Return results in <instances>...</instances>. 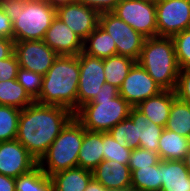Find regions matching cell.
Here are the masks:
<instances>
[{
	"label": "cell",
	"instance_id": "6da1fadb",
	"mask_svg": "<svg viewBox=\"0 0 190 191\" xmlns=\"http://www.w3.org/2000/svg\"><path fill=\"white\" fill-rule=\"evenodd\" d=\"M73 117L65 107L34 102L21 110L16 140L39 162Z\"/></svg>",
	"mask_w": 190,
	"mask_h": 191
},
{
	"label": "cell",
	"instance_id": "7a4b0ae2",
	"mask_svg": "<svg viewBox=\"0 0 190 191\" xmlns=\"http://www.w3.org/2000/svg\"><path fill=\"white\" fill-rule=\"evenodd\" d=\"M79 75L78 55H59L43 76L41 92L35 102L42 105L62 106L75 113Z\"/></svg>",
	"mask_w": 190,
	"mask_h": 191
},
{
	"label": "cell",
	"instance_id": "3957f363",
	"mask_svg": "<svg viewBox=\"0 0 190 191\" xmlns=\"http://www.w3.org/2000/svg\"><path fill=\"white\" fill-rule=\"evenodd\" d=\"M0 8L12 22L14 42L44 40L56 17V8L43 0H0Z\"/></svg>",
	"mask_w": 190,
	"mask_h": 191
},
{
	"label": "cell",
	"instance_id": "277c9868",
	"mask_svg": "<svg viewBox=\"0 0 190 191\" xmlns=\"http://www.w3.org/2000/svg\"><path fill=\"white\" fill-rule=\"evenodd\" d=\"M137 62L163 90L175 91L180 68L172 37L146 38Z\"/></svg>",
	"mask_w": 190,
	"mask_h": 191
},
{
	"label": "cell",
	"instance_id": "5b68a950",
	"mask_svg": "<svg viewBox=\"0 0 190 191\" xmlns=\"http://www.w3.org/2000/svg\"><path fill=\"white\" fill-rule=\"evenodd\" d=\"M85 130L73 117L38 162L41 170L50 177L55 173L78 167V154Z\"/></svg>",
	"mask_w": 190,
	"mask_h": 191
},
{
	"label": "cell",
	"instance_id": "8992f818",
	"mask_svg": "<svg viewBox=\"0 0 190 191\" xmlns=\"http://www.w3.org/2000/svg\"><path fill=\"white\" fill-rule=\"evenodd\" d=\"M131 108L120 95L115 98H94L82 105L74 117L86 130L105 133L129 117Z\"/></svg>",
	"mask_w": 190,
	"mask_h": 191
},
{
	"label": "cell",
	"instance_id": "52a82bcc",
	"mask_svg": "<svg viewBox=\"0 0 190 191\" xmlns=\"http://www.w3.org/2000/svg\"><path fill=\"white\" fill-rule=\"evenodd\" d=\"M99 25L111 35L117 47V55L129 57L137 62L146 39L142 34L112 12H101Z\"/></svg>",
	"mask_w": 190,
	"mask_h": 191
},
{
	"label": "cell",
	"instance_id": "ba28073f",
	"mask_svg": "<svg viewBox=\"0 0 190 191\" xmlns=\"http://www.w3.org/2000/svg\"><path fill=\"white\" fill-rule=\"evenodd\" d=\"M111 12L145 38L158 36L155 3L120 0Z\"/></svg>",
	"mask_w": 190,
	"mask_h": 191
},
{
	"label": "cell",
	"instance_id": "9c48e42d",
	"mask_svg": "<svg viewBox=\"0 0 190 191\" xmlns=\"http://www.w3.org/2000/svg\"><path fill=\"white\" fill-rule=\"evenodd\" d=\"M155 4L158 36L172 37L190 28V0H158Z\"/></svg>",
	"mask_w": 190,
	"mask_h": 191
},
{
	"label": "cell",
	"instance_id": "30bf717a",
	"mask_svg": "<svg viewBox=\"0 0 190 191\" xmlns=\"http://www.w3.org/2000/svg\"><path fill=\"white\" fill-rule=\"evenodd\" d=\"M80 75L77 93V110L91 102L100 87L106 82L103 59L90 56L83 51L78 55Z\"/></svg>",
	"mask_w": 190,
	"mask_h": 191
},
{
	"label": "cell",
	"instance_id": "8fae6325",
	"mask_svg": "<svg viewBox=\"0 0 190 191\" xmlns=\"http://www.w3.org/2000/svg\"><path fill=\"white\" fill-rule=\"evenodd\" d=\"M19 67L45 75L59 56L44 40L14 42Z\"/></svg>",
	"mask_w": 190,
	"mask_h": 191
},
{
	"label": "cell",
	"instance_id": "7c38bea8",
	"mask_svg": "<svg viewBox=\"0 0 190 191\" xmlns=\"http://www.w3.org/2000/svg\"><path fill=\"white\" fill-rule=\"evenodd\" d=\"M163 89L146 70L135 62L124 79L119 94L132 107H136L142 101L159 94Z\"/></svg>",
	"mask_w": 190,
	"mask_h": 191
},
{
	"label": "cell",
	"instance_id": "4fadbf2b",
	"mask_svg": "<svg viewBox=\"0 0 190 191\" xmlns=\"http://www.w3.org/2000/svg\"><path fill=\"white\" fill-rule=\"evenodd\" d=\"M38 166V161L18 141L0 142V174L17 178Z\"/></svg>",
	"mask_w": 190,
	"mask_h": 191
},
{
	"label": "cell",
	"instance_id": "5bb4252c",
	"mask_svg": "<svg viewBox=\"0 0 190 191\" xmlns=\"http://www.w3.org/2000/svg\"><path fill=\"white\" fill-rule=\"evenodd\" d=\"M100 13L80 2H74L56 9V16L83 41L99 25Z\"/></svg>",
	"mask_w": 190,
	"mask_h": 191
},
{
	"label": "cell",
	"instance_id": "9a60e30c",
	"mask_svg": "<svg viewBox=\"0 0 190 191\" xmlns=\"http://www.w3.org/2000/svg\"><path fill=\"white\" fill-rule=\"evenodd\" d=\"M44 42L58 55L76 56L83 51V40L57 16L47 29Z\"/></svg>",
	"mask_w": 190,
	"mask_h": 191
},
{
	"label": "cell",
	"instance_id": "2e32d148",
	"mask_svg": "<svg viewBox=\"0 0 190 191\" xmlns=\"http://www.w3.org/2000/svg\"><path fill=\"white\" fill-rule=\"evenodd\" d=\"M93 179L109 191L131 189V171L128 164L114 160H103L93 171Z\"/></svg>",
	"mask_w": 190,
	"mask_h": 191
},
{
	"label": "cell",
	"instance_id": "e0dca14e",
	"mask_svg": "<svg viewBox=\"0 0 190 191\" xmlns=\"http://www.w3.org/2000/svg\"><path fill=\"white\" fill-rule=\"evenodd\" d=\"M173 90H163L136 106L147 117L148 121L165 128L173 101L176 99Z\"/></svg>",
	"mask_w": 190,
	"mask_h": 191
},
{
	"label": "cell",
	"instance_id": "ac0fdd59",
	"mask_svg": "<svg viewBox=\"0 0 190 191\" xmlns=\"http://www.w3.org/2000/svg\"><path fill=\"white\" fill-rule=\"evenodd\" d=\"M160 191H190V174L181 160H161Z\"/></svg>",
	"mask_w": 190,
	"mask_h": 191
},
{
	"label": "cell",
	"instance_id": "d6986e66",
	"mask_svg": "<svg viewBox=\"0 0 190 191\" xmlns=\"http://www.w3.org/2000/svg\"><path fill=\"white\" fill-rule=\"evenodd\" d=\"M103 133L85 130L78 167L93 171L103 160Z\"/></svg>",
	"mask_w": 190,
	"mask_h": 191
},
{
	"label": "cell",
	"instance_id": "ffe728a7",
	"mask_svg": "<svg viewBox=\"0 0 190 191\" xmlns=\"http://www.w3.org/2000/svg\"><path fill=\"white\" fill-rule=\"evenodd\" d=\"M50 178L53 191H85L93 174L90 170L75 167L55 173Z\"/></svg>",
	"mask_w": 190,
	"mask_h": 191
},
{
	"label": "cell",
	"instance_id": "44dd1931",
	"mask_svg": "<svg viewBox=\"0 0 190 191\" xmlns=\"http://www.w3.org/2000/svg\"><path fill=\"white\" fill-rule=\"evenodd\" d=\"M189 147L190 138L164 128L159 138L158 154L161 160L183 161Z\"/></svg>",
	"mask_w": 190,
	"mask_h": 191
},
{
	"label": "cell",
	"instance_id": "7402d4cb",
	"mask_svg": "<svg viewBox=\"0 0 190 191\" xmlns=\"http://www.w3.org/2000/svg\"><path fill=\"white\" fill-rule=\"evenodd\" d=\"M83 52L104 59L117 55V47L111 35L98 25L83 41Z\"/></svg>",
	"mask_w": 190,
	"mask_h": 191
},
{
	"label": "cell",
	"instance_id": "603a6c76",
	"mask_svg": "<svg viewBox=\"0 0 190 191\" xmlns=\"http://www.w3.org/2000/svg\"><path fill=\"white\" fill-rule=\"evenodd\" d=\"M129 117L138 119V137L140 138V147L158 153V143L164 127L148 121L136 107H132Z\"/></svg>",
	"mask_w": 190,
	"mask_h": 191
},
{
	"label": "cell",
	"instance_id": "cb8c5ba5",
	"mask_svg": "<svg viewBox=\"0 0 190 191\" xmlns=\"http://www.w3.org/2000/svg\"><path fill=\"white\" fill-rule=\"evenodd\" d=\"M161 161L157 165L139 167L131 172V189L135 191H160Z\"/></svg>",
	"mask_w": 190,
	"mask_h": 191
},
{
	"label": "cell",
	"instance_id": "d4e9b609",
	"mask_svg": "<svg viewBox=\"0 0 190 191\" xmlns=\"http://www.w3.org/2000/svg\"><path fill=\"white\" fill-rule=\"evenodd\" d=\"M34 102L17 79L0 81V105L23 110Z\"/></svg>",
	"mask_w": 190,
	"mask_h": 191
},
{
	"label": "cell",
	"instance_id": "484cf974",
	"mask_svg": "<svg viewBox=\"0 0 190 191\" xmlns=\"http://www.w3.org/2000/svg\"><path fill=\"white\" fill-rule=\"evenodd\" d=\"M135 62V60L121 55L104 58L103 65L106 83L120 88Z\"/></svg>",
	"mask_w": 190,
	"mask_h": 191
},
{
	"label": "cell",
	"instance_id": "4316f807",
	"mask_svg": "<svg viewBox=\"0 0 190 191\" xmlns=\"http://www.w3.org/2000/svg\"><path fill=\"white\" fill-rule=\"evenodd\" d=\"M165 129L190 138V105L176 98L172 103Z\"/></svg>",
	"mask_w": 190,
	"mask_h": 191
},
{
	"label": "cell",
	"instance_id": "83f0119b",
	"mask_svg": "<svg viewBox=\"0 0 190 191\" xmlns=\"http://www.w3.org/2000/svg\"><path fill=\"white\" fill-rule=\"evenodd\" d=\"M16 191H53L51 178L39 166L15 178Z\"/></svg>",
	"mask_w": 190,
	"mask_h": 191
},
{
	"label": "cell",
	"instance_id": "f1b7e54d",
	"mask_svg": "<svg viewBox=\"0 0 190 191\" xmlns=\"http://www.w3.org/2000/svg\"><path fill=\"white\" fill-rule=\"evenodd\" d=\"M109 133L115 141L123 147L136 149L140 147V138L138 137V119L127 117L122 122L115 125Z\"/></svg>",
	"mask_w": 190,
	"mask_h": 191
},
{
	"label": "cell",
	"instance_id": "f546056e",
	"mask_svg": "<svg viewBox=\"0 0 190 191\" xmlns=\"http://www.w3.org/2000/svg\"><path fill=\"white\" fill-rule=\"evenodd\" d=\"M21 110L0 105V142L16 140Z\"/></svg>",
	"mask_w": 190,
	"mask_h": 191
},
{
	"label": "cell",
	"instance_id": "4dcf8cb0",
	"mask_svg": "<svg viewBox=\"0 0 190 191\" xmlns=\"http://www.w3.org/2000/svg\"><path fill=\"white\" fill-rule=\"evenodd\" d=\"M132 149L123 147L114 140L109 132L103 133V157L104 160H114L120 164H129Z\"/></svg>",
	"mask_w": 190,
	"mask_h": 191
},
{
	"label": "cell",
	"instance_id": "1f68e13d",
	"mask_svg": "<svg viewBox=\"0 0 190 191\" xmlns=\"http://www.w3.org/2000/svg\"><path fill=\"white\" fill-rule=\"evenodd\" d=\"M180 69L190 68V28L172 36Z\"/></svg>",
	"mask_w": 190,
	"mask_h": 191
},
{
	"label": "cell",
	"instance_id": "d6a6232c",
	"mask_svg": "<svg viewBox=\"0 0 190 191\" xmlns=\"http://www.w3.org/2000/svg\"><path fill=\"white\" fill-rule=\"evenodd\" d=\"M17 80L28 95L36 101L41 92L43 75L19 67Z\"/></svg>",
	"mask_w": 190,
	"mask_h": 191
},
{
	"label": "cell",
	"instance_id": "836d02e7",
	"mask_svg": "<svg viewBox=\"0 0 190 191\" xmlns=\"http://www.w3.org/2000/svg\"><path fill=\"white\" fill-rule=\"evenodd\" d=\"M161 161L159 154L154 151H149L144 148L132 149L129 161V168L133 170L139 169V167H148L157 165Z\"/></svg>",
	"mask_w": 190,
	"mask_h": 191
},
{
	"label": "cell",
	"instance_id": "e575fe53",
	"mask_svg": "<svg viewBox=\"0 0 190 191\" xmlns=\"http://www.w3.org/2000/svg\"><path fill=\"white\" fill-rule=\"evenodd\" d=\"M175 93L179 100L190 105V68L180 69Z\"/></svg>",
	"mask_w": 190,
	"mask_h": 191
},
{
	"label": "cell",
	"instance_id": "d590c367",
	"mask_svg": "<svg viewBox=\"0 0 190 191\" xmlns=\"http://www.w3.org/2000/svg\"><path fill=\"white\" fill-rule=\"evenodd\" d=\"M19 63L15 53L0 60V81L17 79Z\"/></svg>",
	"mask_w": 190,
	"mask_h": 191
},
{
	"label": "cell",
	"instance_id": "8d00e7d4",
	"mask_svg": "<svg viewBox=\"0 0 190 191\" xmlns=\"http://www.w3.org/2000/svg\"><path fill=\"white\" fill-rule=\"evenodd\" d=\"M120 0H77L88 7L96 9L99 13L111 12Z\"/></svg>",
	"mask_w": 190,
	"mask_h": 191
},
{
	"label": "cell",
	"instance_id": "74e56055",
	"mask_svg": "<svg viewBox=\"0 0 190 191\" xmlns=\"http://www.w3.org/2000/svg\"><path fill=\"white\" fill-rule=\"evenodd\" d=\"M0 37L13 39V25L10 18L0 8Z\"/></svg>",
	"mask_w": 190,
	"mask_h": 191
},
{
	"label": "cell",
	"instance_id": "f35d334b",
	"mask_svg": "<svg viewBox=\"0 0 190 191\" xmlns=\"http://www.w3.org/2000/svg\"><path fill=\"white\" fill-rule=\"evenodd\" d=\"M14 53V40L0 37V60L10 57Z\"/></svg>",
	"mask_w": 190,
	"mask_h": 191
},
{
	"label": "cell",
	"instance_id": "ab89813d",
	"mask_svg": "<svg viewBox=\"0 0 190 191\" xmlns=\"http://www.w3.org/2000/svg\"><path fill=\"white\" fill-rule=\"evenodd\" d=\"M118 95H120L119 88L105 82L94 98H115Z\"/></svg>",
	"mask_w": 190,
	"mask_h": 191
},
{
	"label": "cell",
	"instance_id": "60d3db41",
	"mask_svg": "<svg viewBox=\"0 0 190 191\" xmlns=\"http://www.w3.org/2000/svg\"><path fill=\"white\" fill-rule=\"evenodd\" d=\"M0 191H16L15 178L0 174Z\"/></svg>",
	"mask_w": 190,
	"mask_h": 191
},
{
	"label": "cell",
	"instance_id": "b9f144b4",
	"mask_svg": "<svg viewBox=\"0 0 190 191\" xmlns=\"http://www.w3.org/2000/svg\"><path fill=\"white\" fill-rule=\"evenodd\" d=\"M53 8H59L61 6L77 2V0H43Z\"/></svg>",
	"mask_w": 190,
	"mask_h": 191
},
{
	"label": "cell",
	"instance_id": "7bdbcfd3",
	"mask_svg": "<svg viewBox=\"0 0 190 191\" xmlns=\"http://www.w3.org/2000/svg\"><path fill=\"white\" fill-rule=\"evenodd\" d=\"M85 191H109L106 189L103 185H101L99 182L92 179L89 184L87 185V188Z\"/></svg>",
	"mask_w": 190,
	"mask_h": 191
},
{
	"label": "cell",
	"instance_id": "ee69618b",
	"mask_svg": "<svg viewBox=\"0 0 190 191\" xmlns=\"http://www.w3.org/2000/svg\"><path fill=\"white\" fill-rule=\"evenodd\" d=\"M183 162L185 164L186 169L189 171V174H190V147L183 159Z\"/></svg>",
	"mask_w": 190,
	"mask_h": 191
},
{
	"label": "cell",
	"instance_id": "f6af8a7d",
	"mask_svg": "<svg viewBox=\"0 0 190 191\" xmlns=\"http://www.w3.org/2000/svg\"><path fill=\"white\" fill-rule=\"evenodd\" d=\"M140 1H145V2H150V3H156L157 0H140Z\"/></svg>",
	"mask_w": 190,
	"mask_h": 191
}]
</instances>
